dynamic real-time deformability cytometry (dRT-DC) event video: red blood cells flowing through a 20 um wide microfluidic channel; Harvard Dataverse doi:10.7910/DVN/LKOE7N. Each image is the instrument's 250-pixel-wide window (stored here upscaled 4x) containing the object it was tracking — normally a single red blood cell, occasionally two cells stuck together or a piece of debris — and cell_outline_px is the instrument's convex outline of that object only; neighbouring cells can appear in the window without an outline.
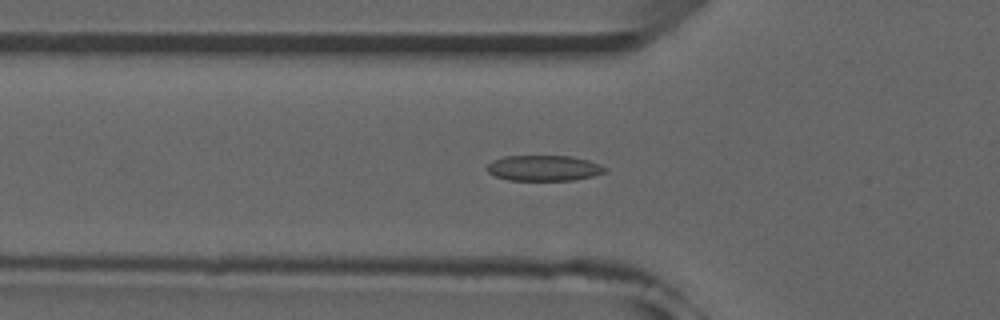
{"species": "common noctule bat (a hibernating species)", "species_latin": "Nyctalus noctula", "temperature_condition": "room temperature", "stored_images_in_passage": 52, "camera_frame_rate_fps": 3000, "um_per_image_px": 0.085, "animal": {"sex": "male", "forearm_length_mm": 52.5}, "frame": {"image": 1, "passage_image": 18, "time_ms": 5.667, "image_size_px": [1000, 320], "cell_outline_px": [[608, 172], [592, 176], [572, 180], [508, 180], [496, 176], [488, 172], [484, 168], [492, 160], [504, 156], [572, 156], [588, 160], [600, 164], [608, 168]], "centroid_in_image_um": [46.23, 14.28], "position_along_channel_um": 79.6, "area_um2": 17.74}}
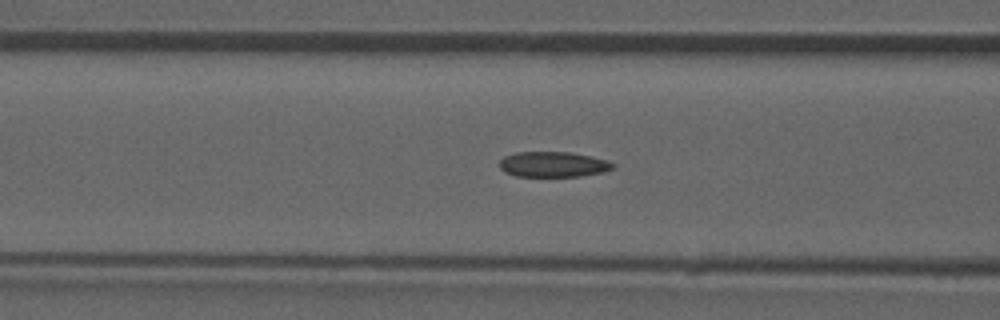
{"frame": {"image": 2, "passage_image": 21, "time_ms": 6.667, "image_size_px": [1000, 320], "cell_outline_px": [[616, 164], [612, 168], [600, 172], [580, 176], [516, 176], [504, 172], [500, 168], [500, 160], [504, 156], [516, 152], [568, 152], [588, 156], [604, 160]], "centroid_in_image_um": [46.94, 13.97], "position_along_channel_um": 119.7, "area_um2": 16.47}}
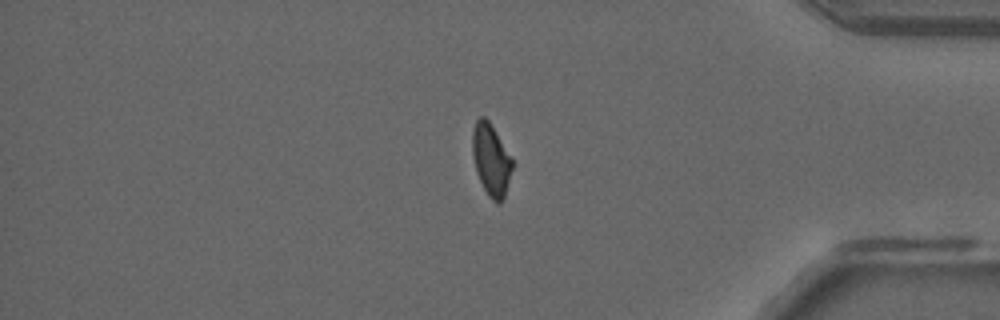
{"frame": {"image": 3, "passage_image": 44, "time_ms": 14.333, "image_size_px": [1000, 320], "cell_outline_px": [[512, 168], [504, 200], [500, 204], [496, 204], [488, 196], [476, 172], [472, 152], [472, 128], [476, 120], [480, 116], [484, 116], [488, 120], [512, 160]], "centroid_in_image_um": [41.72, 13.61], "position_along_channel_um": 393.5, "area_um2": 16.53}, "authors_computed_cell_mechanics": {"area_um2": 17.7157, "velocity_mm_per_s": 3.935, "shape_relaxation_time_tau1_ms": null, "shape_relaxation_time_tau2_ms": 2.4913, "deformation_change_tau1": null, "deformation_change_tau2": 0.0819}}